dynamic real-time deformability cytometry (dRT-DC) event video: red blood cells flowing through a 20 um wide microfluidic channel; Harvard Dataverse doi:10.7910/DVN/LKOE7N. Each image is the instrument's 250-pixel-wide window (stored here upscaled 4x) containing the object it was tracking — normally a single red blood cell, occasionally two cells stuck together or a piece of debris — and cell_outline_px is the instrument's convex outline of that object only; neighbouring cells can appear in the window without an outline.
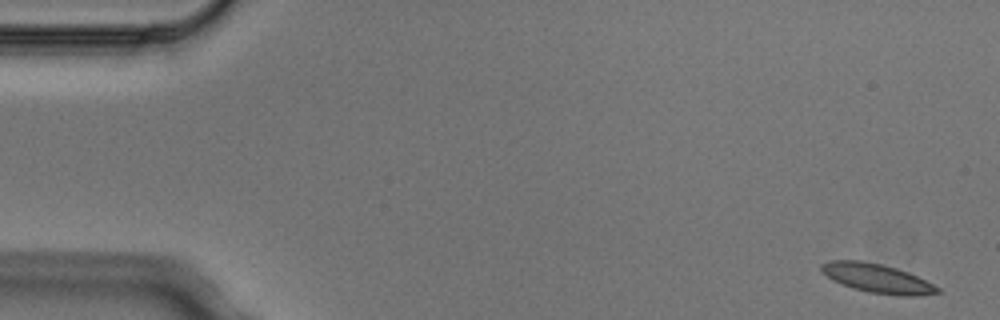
{"species": "Egyptian fruit bat (a non-hibernating species)", "species_latin": "Rousettus aegyptiacus", "temperature_condition": "cold", "stored_images_in_passage": 4, "camera_frame_rate_fps": 3000, "um_per_image_px": 0.085, "animal": {"sex": "male"}, "frame": {"image": 1, "passage_image": 1, "time_ms": 0.0, "image_size_px": [1000, 320], "cell_outline_px": [[940, 292], [916, 296], [900, 296], [868, 292], [852, 288], [832, 280], [820, 268], [820, 264], [828, 260], [860, 260], [880, 264], [896, 268], [908, 272], [940, 288]], "centroid_in_image_um": [74.53, 23.66], "position_along_channel_um": 10.5, "area_um2": 19.48}}